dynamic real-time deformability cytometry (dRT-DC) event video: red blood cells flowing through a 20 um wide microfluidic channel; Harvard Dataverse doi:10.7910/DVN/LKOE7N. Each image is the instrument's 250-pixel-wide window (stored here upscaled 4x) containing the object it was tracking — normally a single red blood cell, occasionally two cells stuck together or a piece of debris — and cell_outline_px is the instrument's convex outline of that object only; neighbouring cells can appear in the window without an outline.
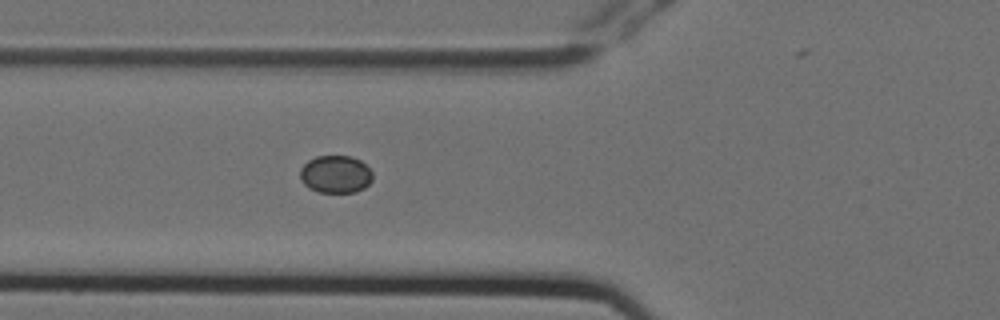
{"species": "Egyptian fruit bat (a non-hibernating species)", "species_latin": "Rousettus aegyptiacus", "temperature_condition": "cold", "stored_images_in_passage": 2, "camera_frame_rate_fps": 3000, "um_per_image_px": 0.085, "animal": {"sex": "female"}, "frame": {"image": 1, "passage_image": 2, "time_ms": 0.333, "image_size_px": [1000, 320], "cell_outline_px": [[372, 180], [364, 188], [356, 192], [320, 192], [308, 188], [300, 180], [300, 168], [308, 160], [316, 156], [352, 156], [360, 160], [372, 172]], "centroid_in_image_um": [28.51, 14.81], "position_along_channel_um": 97.3, "area_um2": 15.95}}